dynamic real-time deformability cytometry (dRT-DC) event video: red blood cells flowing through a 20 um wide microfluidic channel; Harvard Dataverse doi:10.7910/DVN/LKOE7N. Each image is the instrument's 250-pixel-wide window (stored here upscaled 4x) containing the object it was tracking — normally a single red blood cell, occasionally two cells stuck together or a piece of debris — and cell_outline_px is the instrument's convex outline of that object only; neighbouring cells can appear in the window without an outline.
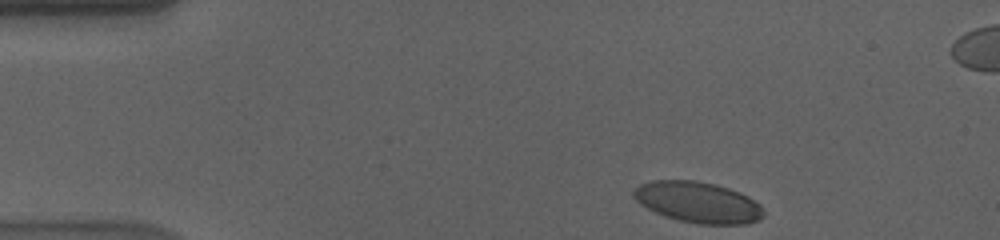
{"species": "human", "species_latin": "Homo sapiens", "temperature_condition": "cold", "stored_images_in_passage": 51, "segment_of_instrument_passage": [1, 2], "camera_frame_rate_fps": 3000, "um_per_image_px": 0.085, "donor": {"sex": "male"}, "frame": {"image": 1, "passage_image": 1, "time_ms": 0.0, "image_size_px": [1000, 240], "cell_outline_px": [[764, 216], [760, 220], [744, 224], [696, 224], [676, 220], [664, 216], [640, 204], [632, 196], [632, 192], [640, 184], [652, 180], [696, 180], [716, 184], [740, 192], [748, 196], [760, 204], [764, 212]], "centroid_in_image_um": [59.33, 17.19], "position_along_channel_um": 25.7, "area_um2": 31.27}}
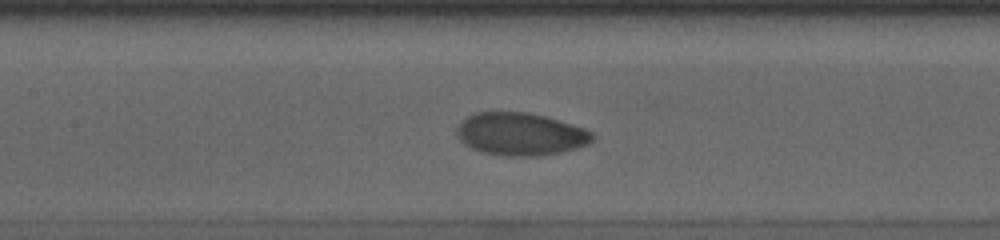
{"frame": {"image": 2, "passage_image": 19, "time_ms": 6.0, "image_size_px": [1000, 240], "cell_outline_px": [[596, 136], [588, 144], [576, 148], [560, 152], [540, 156], [504, 156], [480, 152], [464, 144], [456, 136], [456, 128], [468, 116], [476, 112], [528, 112], [544, 116], [572, 124], [584, 128], [592, 132]], "centroid_in_image_um": [44.23, 11.4], "position_along_channel_um": 163.2, "area_um2": 33.81}}
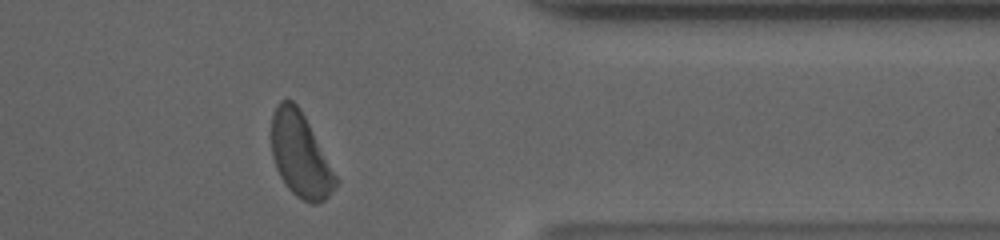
{"frame": {"image": 3, "passage_image": 39, "time_ms": 12.667, "image_size_px": [1000, 240], "cell_outline_px": [[340, 180], [328, 196], [324, 200], [316, 204], [312, 204], [296, 196], [288, 188], [280, 176], [276, 168], [272, 156], [272, 116], [276, 104], [280, 100], [292, 100], [300, 108]], "centroid_in_image_um": [25.54, 13.18], "position_along_channel_um": 385.9, "area_um2": 31.56}}